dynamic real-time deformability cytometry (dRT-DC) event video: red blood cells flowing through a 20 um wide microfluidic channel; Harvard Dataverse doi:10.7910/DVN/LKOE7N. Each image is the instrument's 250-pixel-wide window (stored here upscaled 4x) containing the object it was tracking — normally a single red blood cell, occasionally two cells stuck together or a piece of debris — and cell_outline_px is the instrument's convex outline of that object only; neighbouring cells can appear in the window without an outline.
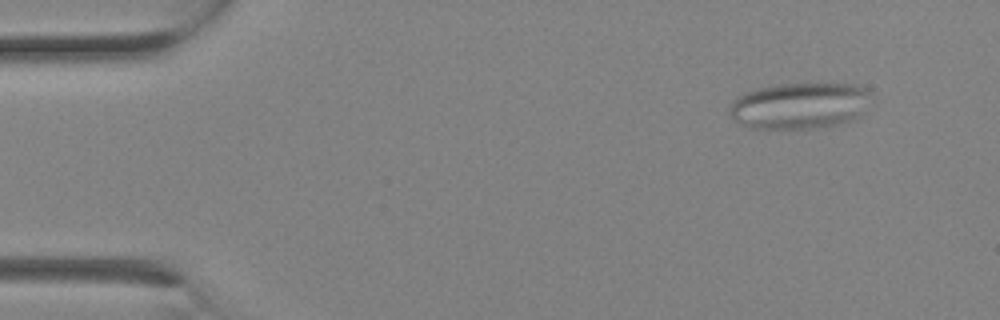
{"species": "Egyptian fruit bat (a non-hibernating species)", "species_latin": "Rousettus aegyptiacus", "temperature_condition": "room temperature", "stored_images_in_passage": 3, "camera_frame_rate_fps": 3000, "um_per_image_px": 0.085, "animal": {"sex": "female"}, "frame": {"image": 1, "passage_image": 1, "time_ms": 0.0, "image_size_px": [1000, 320], "cell_outline_px": [[872, 92], [860, 116], [856, 120], [816, 128], [748, 128], [740, 124], [728, 112], [728, 108], [732, 100], [736, 96], [744, 92], [768, 84], [832, 80], [856, 84]], "centroid_in_image_um": [67.97, 8.91], "position_along_channel_um": 17.0, "area_um2": 39.82}}